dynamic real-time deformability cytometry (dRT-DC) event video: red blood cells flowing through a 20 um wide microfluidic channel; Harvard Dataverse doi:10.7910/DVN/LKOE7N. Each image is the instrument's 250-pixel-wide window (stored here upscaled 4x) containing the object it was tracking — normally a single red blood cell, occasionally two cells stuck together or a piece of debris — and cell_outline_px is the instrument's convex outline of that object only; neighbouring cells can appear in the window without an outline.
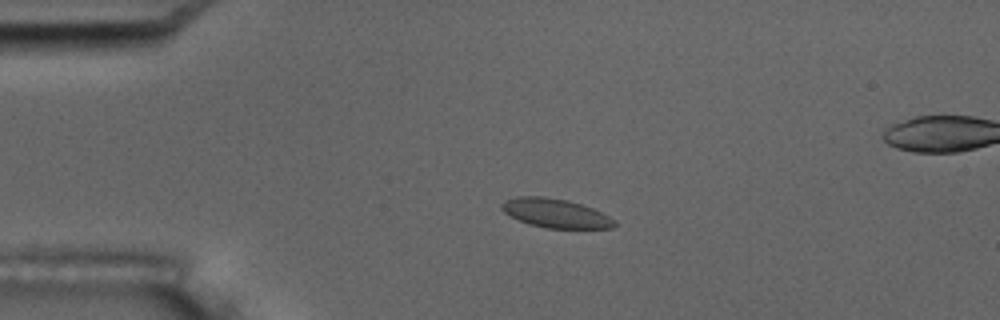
{"species": "common noctule bat (a hibernating species)", "species_latin": "Nyctalus noctula", "temperature_condition": "room temperature", "stored_images_in_passage": 5, "camera_frame_rate_fps": 3000, "um_per_image_px": 0.085, "animal": {"sex": "male", "body_mass_g": 17.5, "forearm_length_mm": 52.3}, "frame": {"image": 1, "passage_image": 3, "time_ms": 3.0, "image_size_px": [1000, 320], "cell_outline_px": [[616, 224], [612, 228], [544, 228], [528, 224], [504, 212], [500, 208], [500, 204], [504, 200], [516, 196], [544, 196], [568, 200], [592, 208], [616, 220]], "centroid_in_image_um": [47.19, 18.11], "position_along_channel_um": 37.8, "area_um2": 19.07}}